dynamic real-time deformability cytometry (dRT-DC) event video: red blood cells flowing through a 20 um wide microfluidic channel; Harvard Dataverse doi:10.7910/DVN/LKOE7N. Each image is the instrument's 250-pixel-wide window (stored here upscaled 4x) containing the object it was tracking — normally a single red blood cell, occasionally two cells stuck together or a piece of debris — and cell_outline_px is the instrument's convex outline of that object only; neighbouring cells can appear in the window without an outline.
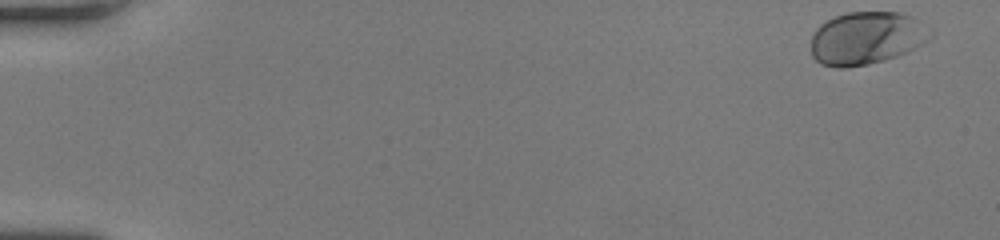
{"species": "human", "species_latin": "Homo sapiens", "temperature_condition": "room temperature", "stored_images_in_passage": 49, "camera_frame_rate_fps": 3000, "um_per_image_px": 0.085, "donor": {"sex": "female"}, "frame": {"image": 1, "passage_image": 1, "time_ms": 0.0, "image_size_px": [1000, 240], "cell_outline_px": [[932, 36], [928, 40], [908, 52], [884, 60], [868, 64], [844, 68], [836, 68], [820, 64], [812, 56], [812, 36], [816, 28], [820, 24], [836, 16], [848, 12], [900, 12], [912, 16], [932, 32]], "centroid_in_image_um": [73.64, 3.25], "position_along_channel_um": 11.4, "area_um2": 36.7}}
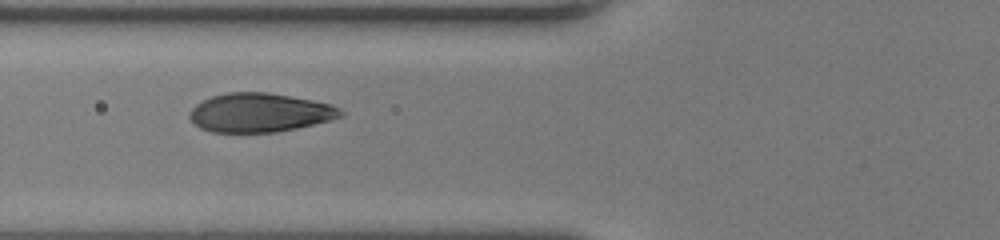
{"frame": {"image": 2, "passage_image": 20, "time_ms": 6.333, "image_size_px": [1000, 240], "cell_outline_px": [[344, 116], [332, 120], [296, 128], [276, 132], [212, 132], [200, 128], [188, 116], [188, 112], [196, 104], [212, 96], [228, 92], [264, 92], [312, 100], [332, 104], [340, 108], [344, 112]], "centroid_in_image_um": [22.09, 9.57], "position_along_channel_um": 103.7, "area_um2": 34.22}}
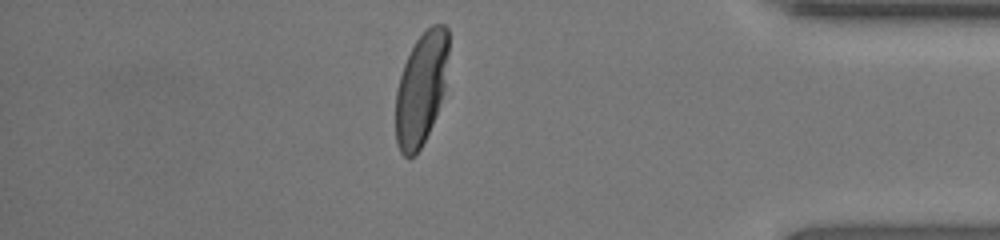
{"frame": {"image": 3, "passage_image": 43, "time_ms": 14.0, "image_size_px": [1000, 240], "cell_outline_px": [[448, 52], [444, 88], [432, 124], [416, 156], [408, 160], [400, 152], [396, 144], [396, 88], [404, 64], [416, 40], [432, 24], [444, 24], [448, 28]], "centroid_in_image_um": [35.77, 7.56], "position_along_channel_um": 399.4, "area_um2": 34.39}, "authors_computed_cell_mechanics": {"area_um2": 35.547, "velocity_mm_per_s": 4.227, "shape_relaxation_time_tau1_ms": 2.4856, "shape_relaxation_time_tau2_ms": null, "deformation_change_tau1": 0.1374, "deformation_change_tau2": null}}